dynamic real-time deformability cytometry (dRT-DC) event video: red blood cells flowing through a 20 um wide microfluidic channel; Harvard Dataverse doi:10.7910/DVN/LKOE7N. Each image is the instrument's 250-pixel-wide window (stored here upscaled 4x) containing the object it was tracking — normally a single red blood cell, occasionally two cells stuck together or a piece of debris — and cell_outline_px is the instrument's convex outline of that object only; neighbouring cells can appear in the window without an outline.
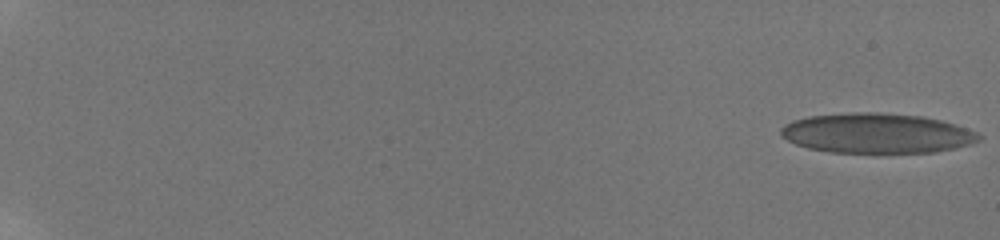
{"species": "human", "species_latin": "Homo sapiens", "temperature_condition": "room temperature", "stored_images_in_passage": 82, "camera_frame_rate_fps": 3000, "um_per_image_px": 0.085, "donor": {"sex": "male"}, "frame": {"image": 1, "passage_image": 1, "time_ms": 0.0, "image_size_px": [1000, 240], "cell_outline_px": [[984, 136], [980, 140], [972, 144], [936, 152], [828, 152], [808, 148], [796, 144], [780, 136], [780, 128], [784, 124], [792, 120], [808, 116], [852, 112], [876, 112], [920, 116], [940, 120], [976, 132]], "centroid_in_image_um": [74.49, 11.32], "position_along_channel_um": 10.5, "area_um2": 46.01}}
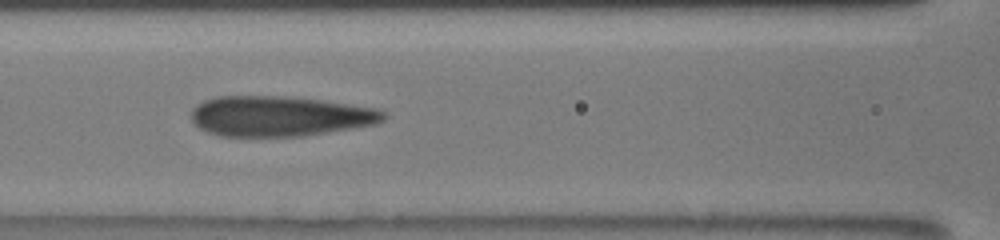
{"frame": {"image": 2, "passage_image": 39, "time_ms": 9.667, "image_size_px": [1000, 240], "cell_outline_px": [[388, 116], [384, 120], [376, 124], [304, 136], [220, 136], [208, 132], [200, 128], [192, 120], [192, 108], [204, 100], [216, 96], [296, 96], [376, 108], [388, 112]], "centroid_in_image_um": [23.81, 9.86], "position_along_channel_um": 142.8, "area_um2": 45.43}}
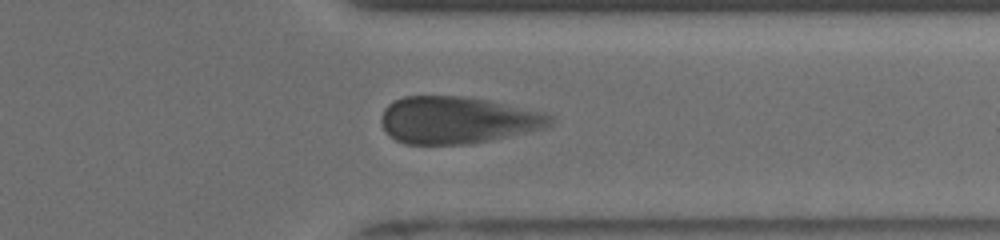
{"frame": {"image": 3, "passage_image": 65, "time_ms": 15.667, "image_size_px": [1000, 240], "cell_outline_px": [[556, 120], [552, 124], [544, 128], [488, 140], [468, 144], [404, 144], [396, 140], [384, 128], [380, 120], [380, 116], [384, 108], [392, 100], [404, 96], [464, 96], [488, 100], [548, 112]], "centroid_in_image_um": [38.89, 10.19], "position_along_channel_um": 372.5, "area_um2": 46.53}, "authors_computed_cell_mechanics": {"area_um2": 46.2111, "velocity_mm_per_s": 3.8299, "shape_relaxation_time_tau1_ms": 6.4674, "shape_relaxation_time_tau2_ms": 0.8442, "deformation_change_tau1": 0.1663, "deformation_change_tau2": 0.0948}}